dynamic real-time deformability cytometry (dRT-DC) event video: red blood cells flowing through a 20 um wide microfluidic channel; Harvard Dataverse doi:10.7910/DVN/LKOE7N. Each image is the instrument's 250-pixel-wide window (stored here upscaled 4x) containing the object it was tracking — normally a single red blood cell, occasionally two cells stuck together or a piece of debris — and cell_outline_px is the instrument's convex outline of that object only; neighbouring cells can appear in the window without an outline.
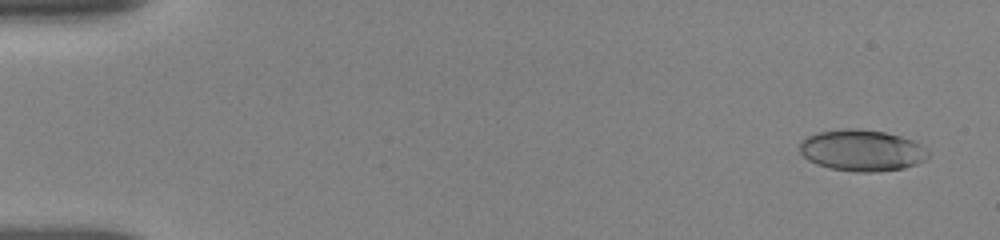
{"species": "human", "species_latin": "Homo sapiens", "temperature_condition": "room temperature", "stored_images_in_passage": 56, "camera_frame_rate_fps": 3000, "um_per_image_px": 0.085, "donor": {"sex": "female"}, "frame": {"image": 1, "passage_image": 2, "time_ms": 0.333, "image_size_px": [1000, 240], "cell_outline_px": [[932, 152], [924, 160], [916, 164], [904, 168], [876, 172], [856, 172], [832, 168], [816, 164], [808, 160], [800, 152], [800, 144], [808, 136], [816, 132], [844, 128], [856, 128], [884, 132], [900, 136], [912, 140], [920, 144]], "centroid_in_image_um": [73.28, 12.78], "position_along_channel_um": 11.7, "area_um2": 31.04}}
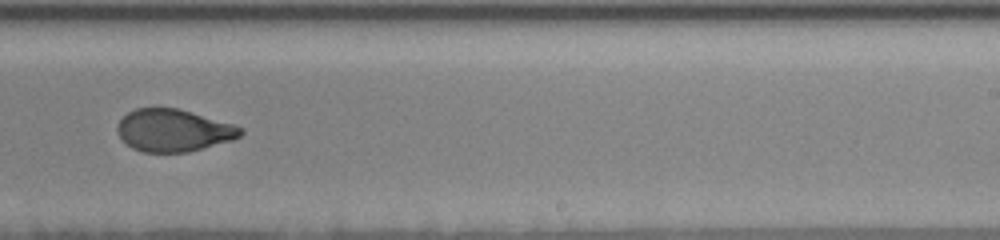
{"frame": {"image": 2, "passage_image": 34, "time_ms": 10.667, "image_size_px": [1000, 240], "cell_outline_px": [[244, 132], [240, 136], [232, 140], [188, 152], [144, 152], [132, 148], [120, 136], [116, 128], [120, 120], [128, 112], [136, 108], [176, 108], [192, 112], [236, 124], [244, 128]], "centroid_in_image_um": [14.79, 11.08], "position_along_channel_um": 274.2, "area_um2": 30.35}}
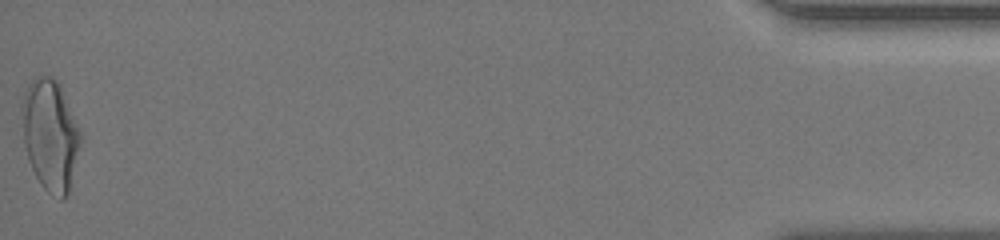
{"frame": {"image": 3, "passage_image": 55, "time_ms": 17.0, "image_size_px": [1000, 240], "cell_outline_px": [[80, 140], [68, 192], [64, 200], [60, 200], [52, 196], [40, 184], [28, 160], [24, 144], [20, 108], [20, 104], [24, 92], [28, 84], [36, 76], [52, 76], [60, 84], [80, 132]], "centroid_in_image_um": [4.22, 11.44], "position_along_channel_um": 431.0, "area_um2": 37.69}, "authors_computed_cell_mechanics": {"area_um2": 31.79, "velocity_mm_per_s": 3.86, "shape_relaxation_time_tau1_ms": 6.3146, "shape_relaxation_time_tau2_ms": 1.1315, "deformation_change_tau1": 0.1947, "deformation_change_tau2": 0.0624}}